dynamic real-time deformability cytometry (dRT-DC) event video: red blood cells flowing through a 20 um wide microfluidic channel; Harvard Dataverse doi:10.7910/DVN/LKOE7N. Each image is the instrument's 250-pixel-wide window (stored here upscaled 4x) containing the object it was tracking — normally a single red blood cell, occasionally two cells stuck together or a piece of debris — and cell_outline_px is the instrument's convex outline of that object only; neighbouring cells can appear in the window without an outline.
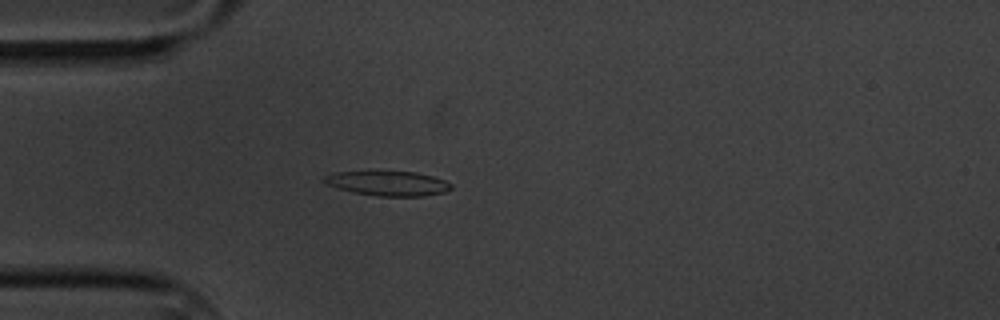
{"species": "common noctule bat (a hibernating species)", "species_latin": "Nyctalus noctula", "temperature_condition": "cold", "stored_images_in_passage": 4, "camera_frame_rate_fps": 3000, "um_per_image_px": 0.085, "animal": {"sex": "male", "body_mass_g": 20.1, "forearm_length_mm": 53.5}, "frame": {"image": 1, "passage_image": 4, "time_ms": 3.333, "image_size_px": [1000, 320], "cell_outline_px": [[452, 188], [444, 192], [424, 196], [376, 196], [352, 192], [328, 184], [320, 180], [324, 176], [336, 172], [416, 172], [432, 176], [444, 180], [452, 184]], "centroid_in_image_um": [32.99, 15.59], "position_along_channel_um": 52.0, "area_um2": 18.03}}